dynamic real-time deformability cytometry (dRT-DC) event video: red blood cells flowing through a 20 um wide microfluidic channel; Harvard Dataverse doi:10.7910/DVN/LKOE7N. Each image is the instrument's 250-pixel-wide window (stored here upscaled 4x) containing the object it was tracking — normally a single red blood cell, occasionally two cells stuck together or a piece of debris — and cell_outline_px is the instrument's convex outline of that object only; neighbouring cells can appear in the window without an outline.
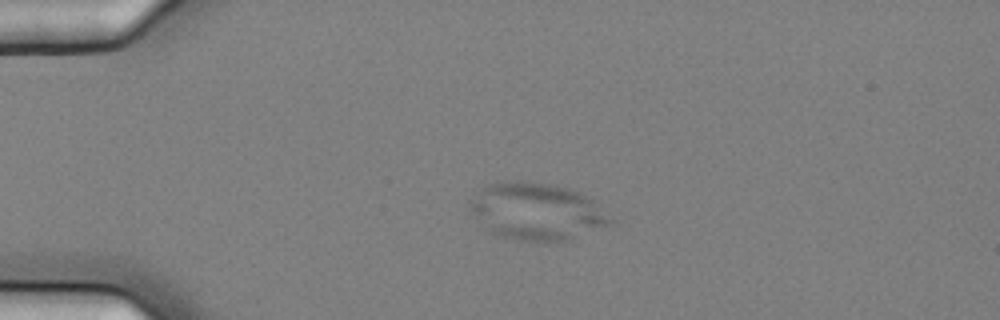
{"species": "common noctule bat (a hibernating species)", "species_latin": "Nyctalus noctula", "temperature_condition": "cold", "stored_images_in_passage": 44, "camera_frame_rate_fps": 3000, "um_per_image_px": 0.085, "animal": {"sex": "female", "body_mass_g": 25.1}, "frame": {"image": 1, "passage_image": 1, "time_ms": 0.0, "image_size_px": [1000, 320], "cell_outline_px": [[612, 224], [568, 240], [548, 244], [512, 240], [496, 236], [472, 212], [468, 204], [468, 200], [480, 188], [496, 180], [520, 180], [556, 184], [568, 188], [588, 196], [612, 220]], "centroid_in_image_um": [45.58, 17.98], "position_along_channel_um": 39.4, "area_um2": 47.45}}
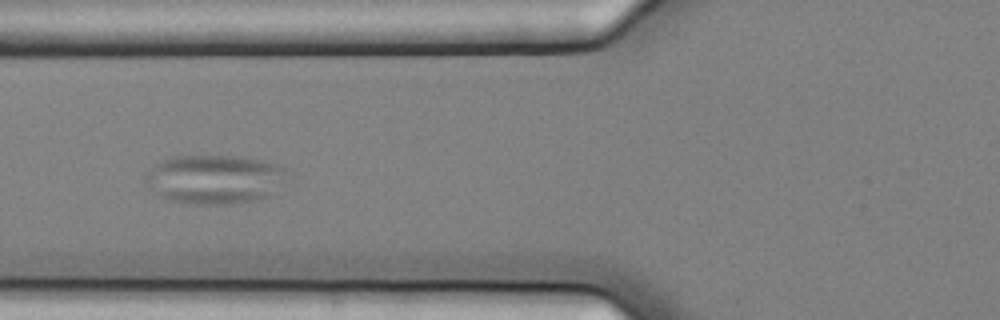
{"frame": {"image": 2, "passage_image": 10, "time_ms": 3.0, "image_size_px": [1000, 320], "cell_outline_px": [[284, 168], [272, 196], [256, 200], [228, 204], [188, 204], [168, 200], [160, 196], [144, 180], [144, 176], [156, 164], [172, 156], [244, 156], [280, 164]], "centroid_in_image_um": [18.19, 15.24], "position_along_channel_um": 107.6, "area_um2": 40.06}}
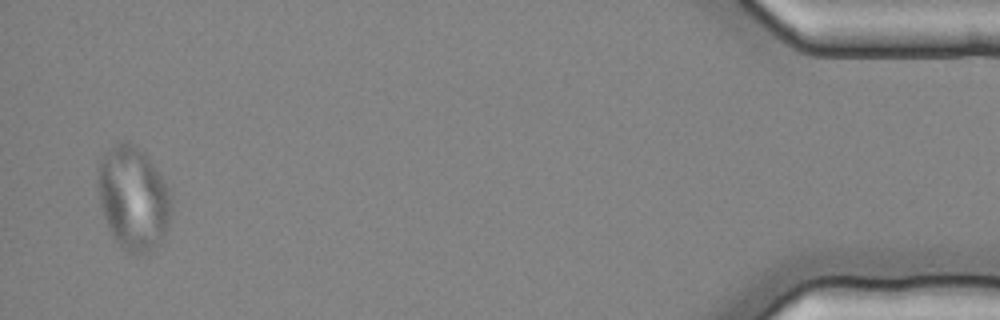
{"frame": {"image": 3, "passage_image": 43, "time_ms": 14.0, "image_size_px": [1000, 320], "cell_outline_px": [[172, 212], [164, 236], [160, 244], [156, 248], [148, 252], [128, 252], [120, 248], [112, 236], [108, 228], [100, 204], [96, 172], [100, 160], [120, 140], [128, 140], [144, 152], [148, 156], [172, 188]], "centroid_in_image_um": [11.37, 16.83], "position_along_channel_um": 423.8, "area_um2": 45.2}}